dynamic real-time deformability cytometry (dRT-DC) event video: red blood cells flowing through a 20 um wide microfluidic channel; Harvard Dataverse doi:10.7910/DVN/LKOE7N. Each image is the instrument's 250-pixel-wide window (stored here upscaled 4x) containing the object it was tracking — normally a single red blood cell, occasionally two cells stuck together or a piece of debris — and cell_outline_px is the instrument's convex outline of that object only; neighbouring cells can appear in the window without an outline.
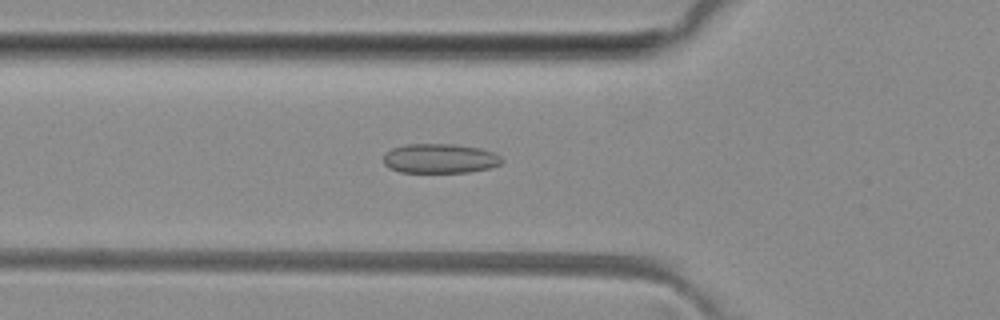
{"species": "common noctule bat (a hibernating species)", "species_latin": "Nyctalus noctula", "temperature_condition": "room temperature", "stored_images_in_passage": 33, "camera_frame_rate_fps": 3000, "um_per_image_px": 0.085, "animal": {"sex": "female", "body_mass_g": 29.2, "forearm_length_mm": 56.3}, "frame": {"image": 1, "passage_image": 4, "time_ms": 1.0, "image_size_px": [1000, 320], "cell_outline_px": [[504, 160], [500, 164], [488, 168], [468, 172], [400, 172], [388, 168], [384, 164], [384, 156], [392, 148], [408, 144], [452, 144], [480, 148], [492, 152], [500, 156]], "centroid_in_image_um": [37.38, 13.47], "position_along_channel_um": 88.4, "area_um2": 20.23}}
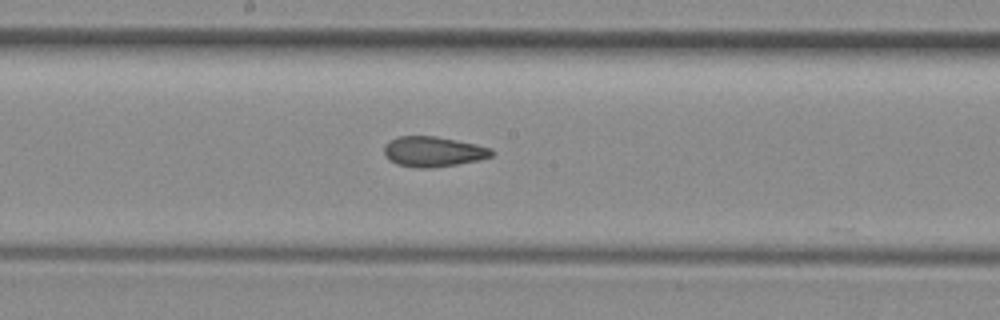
{"frame": {"image": 2, "passage_image": 13, "time_ms": 4.0, "image_size_px": [1000, 320], "cell_outline_px": [[492, 156], [480, 160], [432, 168], [420, 168], [396, 164], [388, 160], [384, 152], [384, 144], [388, 140], [396, 136], [436, 136], [476, 144], [492, 148]], "centroid_in_image_um": [36.79, 12.88], "position_along_channel_um": 211.4, "area_um2": 19.07}}
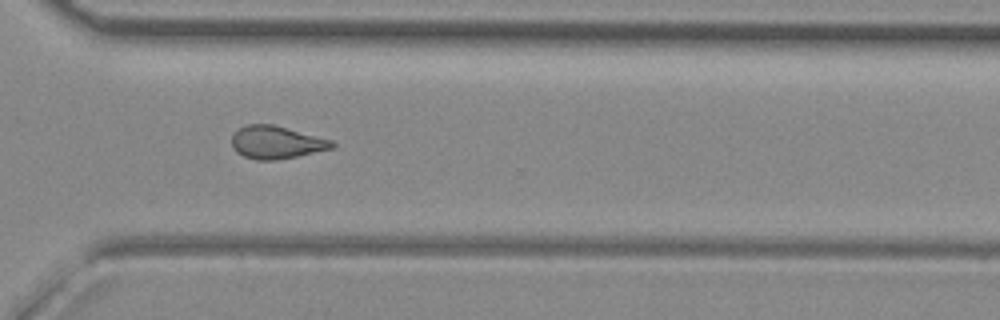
{"frame": {"image": 3, "passage_image": 23, "time_ms": 7.333, "image_size_px": [1000, 320], "cell_outline_px": [[336, 144], [332, 148], [296, 156], [272, 160], [256, 160], [244, 156], [236, 152], [232, 148], [232, 136], [240, 128], [248, 124], [272, 124], [332, 140]], "centroid_in_image_um": [23.46, 12.1], "position_along_channel_um": 347.1, "area_um2": 18.84}, "authors_computed_cell_mechanics": {"area_um2": 18.8428, "velocity_mm_per_s": 4.081, "shape_relaxation_time_tau1_ms": null, "shape_relaxation_time_tau2_ms": 2.2289, "deformation_change_tau1": null, "deformation_change_tau2": 0.0833}}